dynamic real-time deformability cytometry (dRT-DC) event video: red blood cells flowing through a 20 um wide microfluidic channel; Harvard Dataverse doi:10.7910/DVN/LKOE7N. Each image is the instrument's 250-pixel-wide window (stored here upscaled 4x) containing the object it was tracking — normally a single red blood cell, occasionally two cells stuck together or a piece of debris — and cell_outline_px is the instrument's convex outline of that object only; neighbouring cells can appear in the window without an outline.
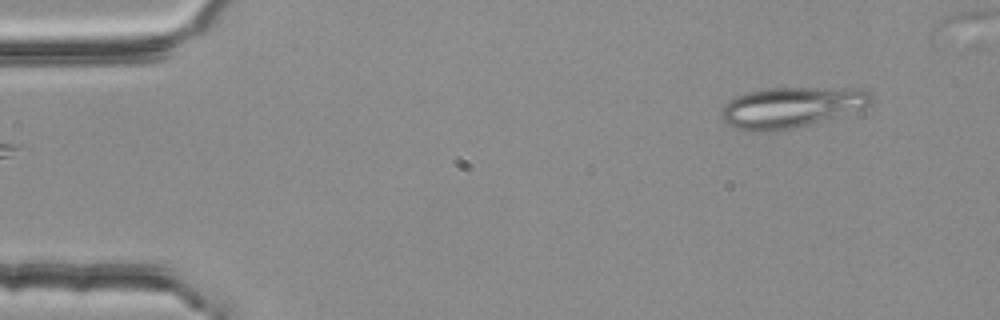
{"species": "common noctule bat (a hibernating species)", "species_latin": "Nyctalus noctula", "temperature_condition": "room temperature", "stored_images_in_passage": 5, "camera_frame_rate_fps": 3000, "um_per_image_px": 0.085, "animal": {"sex": "female", "body_mass_g": 25.1}, "frame": {"image": 1, "passage_image": 5, "time_ms": 1.333, "image_size_px": [1000, 320], "cell_outline_px": [[872, 100], [868, 104], [808, 124], [776, 132], [748, 132], [732, 128], [724, 124], [720, 116], [720, 112], [724, 104], [728, 100], [736, 96], [748, 92], [764, 88], [868, 88], [872, 92]], "centroid_in_image_um": [67.11, 9.12], "position_along_channel_um": 17.9, "area_um2": 35.43}}